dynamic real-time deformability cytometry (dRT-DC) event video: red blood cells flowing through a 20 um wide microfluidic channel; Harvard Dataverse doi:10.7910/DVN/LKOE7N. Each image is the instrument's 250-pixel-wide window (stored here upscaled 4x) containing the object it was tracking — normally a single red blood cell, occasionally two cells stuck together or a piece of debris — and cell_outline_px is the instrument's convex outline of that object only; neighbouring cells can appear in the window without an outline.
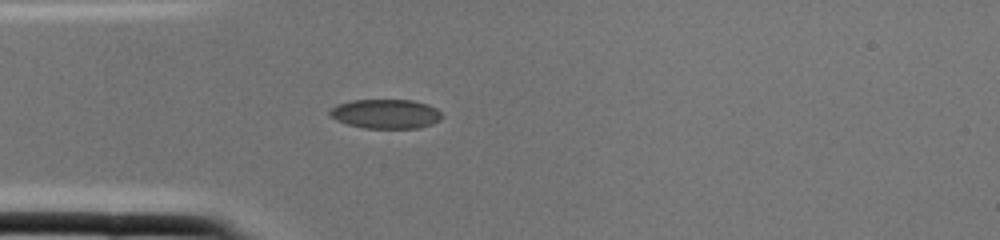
{"species": "common noctule bat (a hibernating species)", "species_latin": "Nyctalus noctula", "temperature_condition": "cold", "stored_images_in_passage": 2, "camera_frame_rate_fps": 3000, "um_per_image_px": 0.085, "animal": {"sex": "female", "body_mass_g": 22.0, "forearm_length_mm": 56.7}, "frame": {"image": 1, "passage_image": 2, "time_ms": 0.333, "image_size_px": [1000, 240], "cell_outline_px": [[444, 116], [440, 120], [432, 124], [416, 128], [364, 128], [348, 124], [336, 120], [328, 116], [328, 112], [336, 104], [352, 100], [412, 100], [428, 104], [436, 108]], "centroid_in_image_um": [32.78, 9.67], "position_along_channel_um": 52.2, "area_um2": 19.31}}